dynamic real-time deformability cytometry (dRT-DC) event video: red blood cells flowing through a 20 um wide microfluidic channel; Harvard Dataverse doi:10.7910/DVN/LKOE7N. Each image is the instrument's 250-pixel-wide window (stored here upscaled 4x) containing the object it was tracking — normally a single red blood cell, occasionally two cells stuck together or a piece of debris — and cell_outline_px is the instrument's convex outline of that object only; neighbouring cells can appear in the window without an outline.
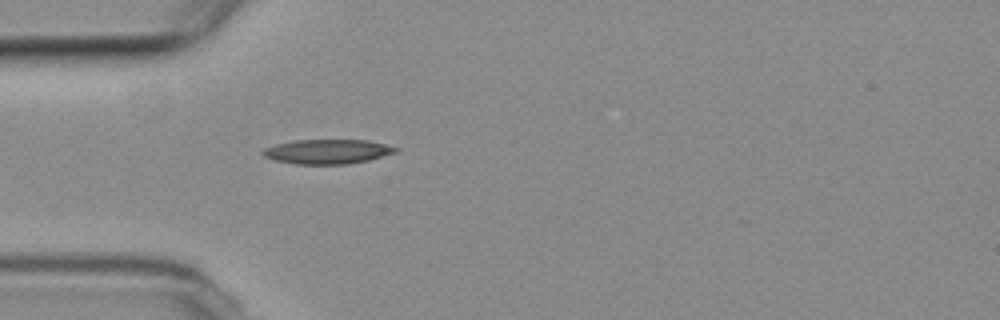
{"species": "common noctule bat (a hibernating species)", "species_latin": "Nyctalus noctula", "temperature_condition": "room temperature", "stored_images_in_passage": 3, "camera_frame_rate_fps": 3000, "um_per_image_px": 0.085, "animal": {"sex": "female", "body_mass_g": 19.3, "forearm_length_mm": 54.1}, "frame": {"image": 1, "passage_image": 3, "time_ms": 2.333, "image_size_px": [1000, 320], "cell_outline_px": [[400, 148], [396, 152], [368, 160], [348, 164], [296, 164], [276, 160], [264, 156], [260, 152], [264, 148], [276, 144], [296, 140], [368, 140]], "centroid_in_image_um": [27.83, 12.88], "position_along_channel_um": 57.2, "area_um2": 18.84}}